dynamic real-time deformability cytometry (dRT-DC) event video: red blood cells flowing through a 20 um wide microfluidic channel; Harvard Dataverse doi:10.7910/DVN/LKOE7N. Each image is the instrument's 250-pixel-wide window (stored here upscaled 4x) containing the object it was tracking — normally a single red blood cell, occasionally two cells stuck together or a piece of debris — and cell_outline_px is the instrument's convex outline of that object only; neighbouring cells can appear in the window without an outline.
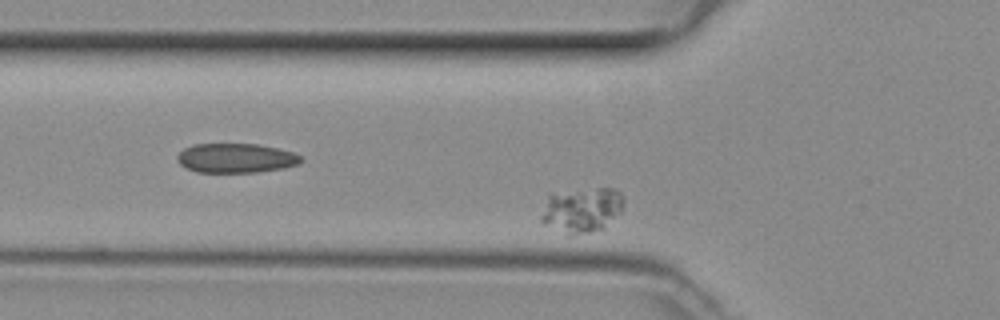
{"species": "common noctule bat (a hibernating species)", "species_latin": "Nyctalus noctula", "temperature_condition": "room temperature", "stored_images_in_passage": 40, "camera_frame_rate_fps": 3000, "um_per_image_px": 0.085, "animal": {"sex": "female", "body_mass_g": 29.2, "forearm_length_mm": 56.3}, "frame": {"image": 1, "passage_image": 3, "time_ms": 0.667, "image_size_px": [1000, 320], "cell_outline_px": [[624, 204], [620, 212], [604, 228], [572, 236], [568, 236], [544, 224], [540, 220], [540, 216], [548, 192], [596, 188], [616, 188], [624, 196]], "centroid_in_image_um": [49.42, 17.83], "position_along_channel_um": 76.4, "area_um2": 22.25}}
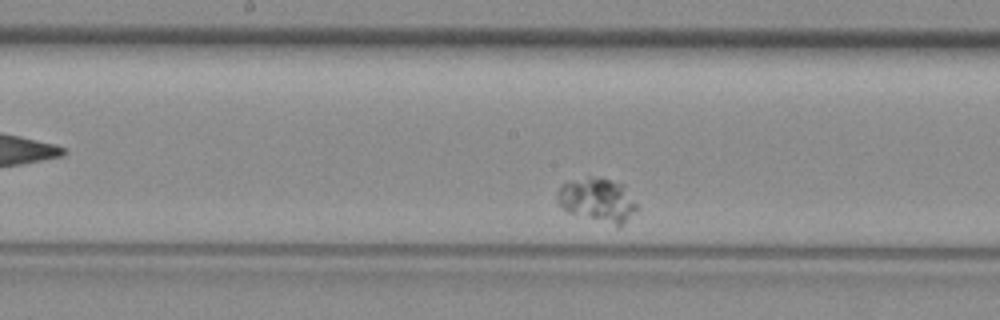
{"frame": {"image": 2, "passage_image": 13, "time_ms": 4.0, "image_size_px": [1000, 320], "cell_outline_px": [[640, 208], [620, 228], [568, 212], [556, 200], [556, 192], [560, 184], [568, 180], [588, 176], [592, 176], [624, 184], [640, 204]], "centroid_in_image_um": [50.84, 17.0], "position_along_channel_um": 197.4, "area_um2": 21.21}}
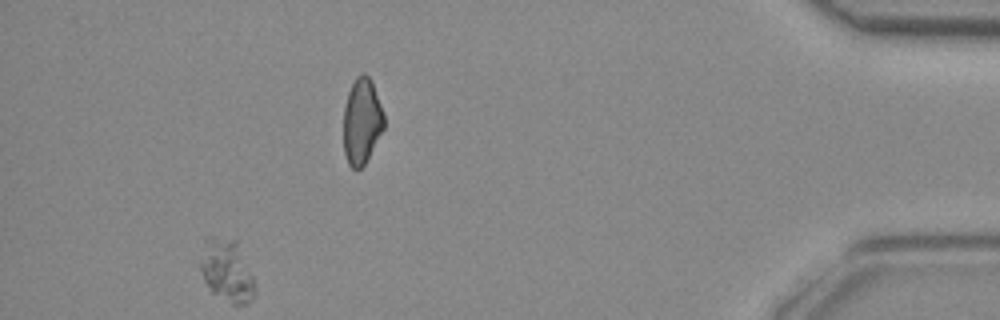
{"frame": {"image": 3, "passage_image": 36, "time_ms": 11.667, "image_size_px": [1000, 320], "cell_outline_px": [[256, 296], [248, 304], [232, 304], [212, 292], [204, 280], [196, 264], [204, 236], [236, 236], [252, 276]], "centroid_in_image_um": [19.22, 22.9], "position_along_channel_um": 416.0, "area_um2": 20.92}}